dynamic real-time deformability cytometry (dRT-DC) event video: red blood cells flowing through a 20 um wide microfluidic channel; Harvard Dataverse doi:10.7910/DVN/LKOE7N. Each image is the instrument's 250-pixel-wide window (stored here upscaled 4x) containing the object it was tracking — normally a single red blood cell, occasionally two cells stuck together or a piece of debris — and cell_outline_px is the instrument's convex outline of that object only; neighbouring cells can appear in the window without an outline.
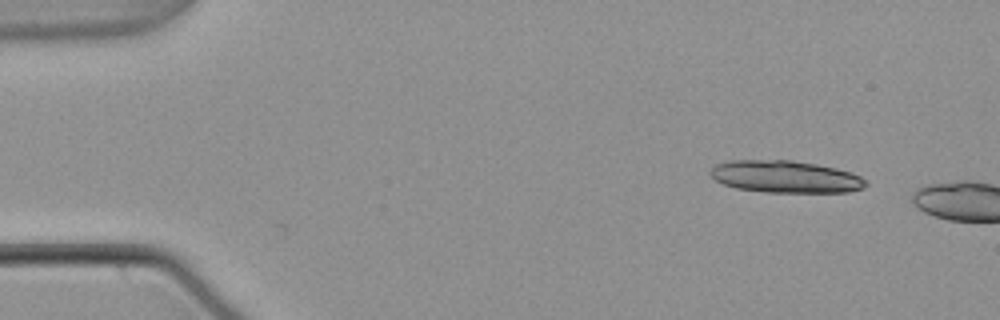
{"species": "common noctule bat (a hibernating species)", "species_latin": "Nyctalus noctula", "temperature_condition": "warm", "stored_images_in_passage": 5, "camera_frame_rate_fps": 3000, "um_per_image_px": 0.085, "animal": {"sex": "male", "body_mass_g": 21.5, "forearm_length_mm": 52.0}, "frame": {"image": 1, "passage_image": 1, "time_ms": 0.0, "image_size_px": [1000, 320], "cell_outline_px": [[868, 184], [864, 188], [848, 192], [764, 192], [736, 188], [724, 184], [716, 180], [708, 172], [716, 164], [728, 160], [792, 160], [816, 164], [836, 168], [860, 176], [868, 180]], "centroid_in_image_um": [66.77, 15.02], "position_along_channel_um": 18.2, "area_um2": 29.19}}